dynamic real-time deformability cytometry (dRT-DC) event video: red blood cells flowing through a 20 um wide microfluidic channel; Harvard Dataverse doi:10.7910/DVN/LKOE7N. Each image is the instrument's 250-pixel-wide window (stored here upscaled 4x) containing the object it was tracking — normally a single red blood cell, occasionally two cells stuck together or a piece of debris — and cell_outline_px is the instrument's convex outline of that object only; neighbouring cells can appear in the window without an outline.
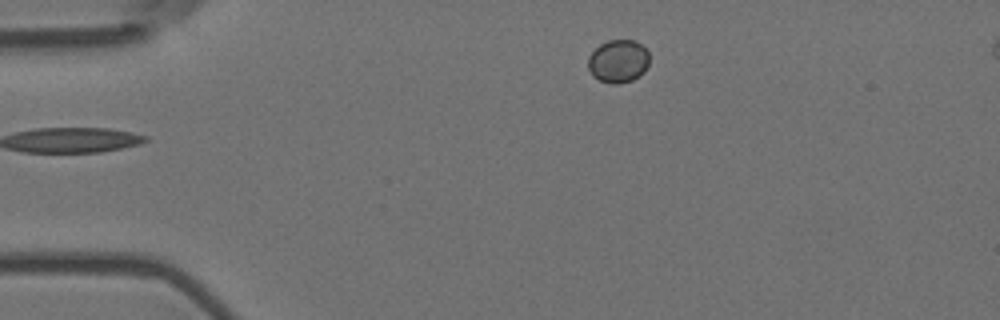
{"species": "Egyptian fruit bat (a non-hibernating species)", "species_latin": "Rousettus aegyptiacus", "temperature_condition": "room temperature", "stored_images_in_passage": 3, "camera_frame_rate_fps": 3000, "um_per_image_px": 0.085, "animal": {"sex": "female"}, "frame": {"image": 1, "passage_image": 3, "time_ms": 0.667, "image_size_px": [1000, 320], "cell_outline_px": [[648, 64], [644, 72], [640, 76], [632, 80], [616, 84], [612, 84], [600, 80], [592, 76], [588, 68], [588, 56], [600, 44], [608, 40], [636, 40], [648, 52]], "centroid_in_image_um": [52.54, 5.2], "position_along_channel_um": 32.5, "area_um2": 15.37}}